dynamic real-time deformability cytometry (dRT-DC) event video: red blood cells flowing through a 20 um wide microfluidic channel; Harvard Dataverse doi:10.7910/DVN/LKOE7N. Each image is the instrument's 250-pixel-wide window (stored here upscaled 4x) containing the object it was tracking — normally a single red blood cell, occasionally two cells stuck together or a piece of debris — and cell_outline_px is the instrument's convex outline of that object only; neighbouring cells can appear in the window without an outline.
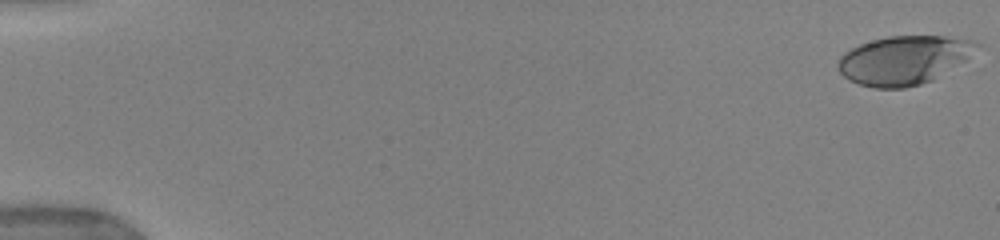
{"species": "human", "species_latin": "Homo sapiens", "temperature_condition": "warm", "stored_images_in_passage": 52, "camera_frame_rate_fps": 3000, "um_per_image_px": 0.085, "donor": {"sex": "female"}, "frame": {"image": 1, "passage_image": 1, "time_ms": 0.0, "image_size_px": [1000, 240], "cell_outline_px": [[980, 44], [964, 60], [932, 80], [920, 84], [904, 88], [872, 88], [848, 80], [840, 72], [836, 64], [840, 56], [844, 52], [860, 44], [872, 40], [888, 36], [944, 36], [972, 40]], "centroid_in_image_um": [76.76, 5.11], "position_along_channel_um": 8.2, "area_um2": 38.96}}
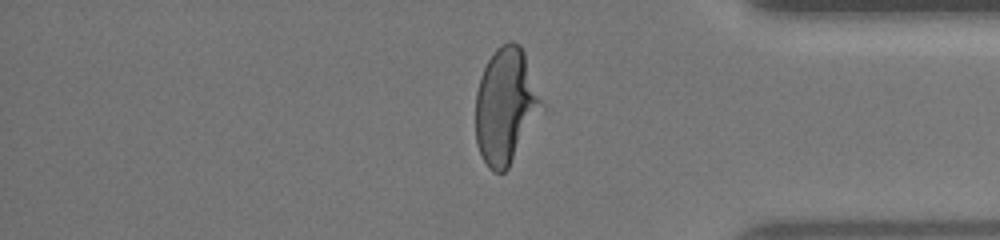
{"frame": {"image": 2, "passage_image": 44, "time_ms": 14.333, "image_size_px": [1000, 240], "cell_outline_px": [[540, 100], [508, 168], [504, 172], [492, 172], [488, 168], [476, 144], [476, 92], [480, 76], [488, 60], [496, 48], [500, 44], [512, 40], [520, 44], [524, 52]], "centroid_in_image_um": [42.86, 8.94], "position_along_channel_um": 392.3, "area_um2": 42.19}}
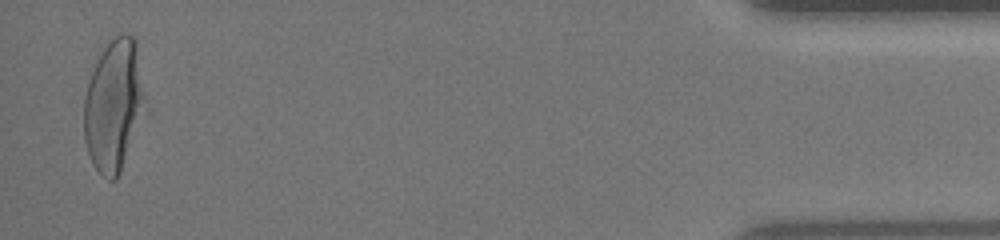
{"frame": {"image": 3, "passage_image": 51, "time_ms": 16.667, "image_size_px": [1000, 240], "cell_outline_px": [[144, 100], [120, 172], [116, 180], [108, 180], [96, 168], [88, 152], [84, 140], [84, 100], [88, 84], [92, 72], [104, 44], [116, 36], [124, 32], [132, 36], [136, 40], [144, 96]], "centroid_in_image_um": [9.61, 8.88], "position_along_channel_um": 425.6, "area_um2": 45.26}, "authors_computed_cell_mechanics": {"area_um2": 41.9917, "velocity_mm_per_s": 3.9611, "shape_relaxation_time_tau1_ms": 4.1679, "shape_relaxation_time_tau2_ms": null, "deformation_change_tau1": 0.1974, "deformation_change_tau2": null}}